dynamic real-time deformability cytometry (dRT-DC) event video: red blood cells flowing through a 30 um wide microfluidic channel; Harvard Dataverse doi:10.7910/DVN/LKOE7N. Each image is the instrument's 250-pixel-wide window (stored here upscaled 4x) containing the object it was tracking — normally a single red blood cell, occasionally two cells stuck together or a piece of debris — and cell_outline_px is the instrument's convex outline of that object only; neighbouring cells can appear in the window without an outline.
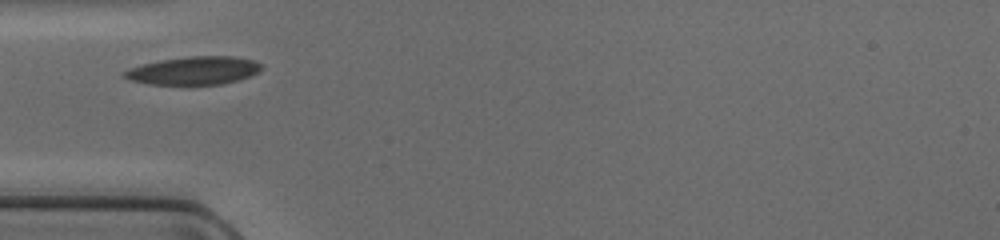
{"species": "common noctule bat (a hibernating species)", "species_latin": "Nyctalus noctula", "temperature_condition": "cold", "stored_images_in_passage": 18, "camera_frame_rate_fps": 3000, "um_per_image_px": 0.085, "animal": {"sex": "female", "body_mass_g": 17.0, "forearm_length_mm": 48.0}, "frame": {"image": 1, "passage_image": 1, "time_ms": 0.0, "image_size_px": [1000, 240], "cell_outline_px": [[260, 72], [240, 80], [220, 84], [148, 84], [128, 80], [120, 76], [124, 72], [132, 68], [144, 64], [160, 60], [188, 56], [236, 56], [252, 60], [260, 64]], "centroid_in_image_um": [16.48, 6.0], "position_along_channel_um": 68.5, "area_um2": 22.37}}